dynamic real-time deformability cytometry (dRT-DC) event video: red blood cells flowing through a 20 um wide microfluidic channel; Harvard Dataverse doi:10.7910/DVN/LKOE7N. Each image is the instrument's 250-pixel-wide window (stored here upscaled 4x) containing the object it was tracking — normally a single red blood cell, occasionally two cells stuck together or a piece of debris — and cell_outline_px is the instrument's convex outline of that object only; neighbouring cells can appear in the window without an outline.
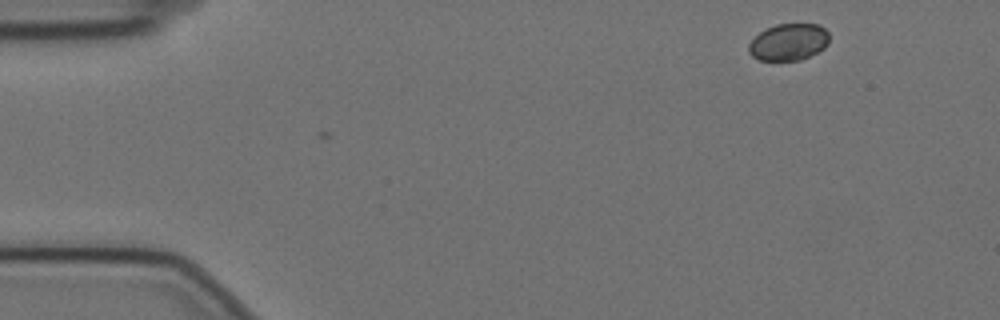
{"species": "Egyptian fruit bat (a non-hibernating species)", "species_latin": "Rousettus aegyptiacus", "temperature_condition": "cold", "stored_images_in_passage": 2, "camera_frame_rate_fps": 3000, "um_per_image_px": 0.085, "animal": {"sex": "female"}, "frame": {"image": 1, "passage_image": 2, "time_ms": 0.333, "image_size_px": [1000, 320], "cell_outline_px": [[828, 44], [824, 48], [800, 60], [760, 60], [752, 56], [748, 52], [748, 44], [760, 32], [776, 24], [820, 24], [828, 32]], "centroid_in_image_um": [67.03, 3.57], "position_along_channel_um": 18.0, "area_um2": 17.17}}